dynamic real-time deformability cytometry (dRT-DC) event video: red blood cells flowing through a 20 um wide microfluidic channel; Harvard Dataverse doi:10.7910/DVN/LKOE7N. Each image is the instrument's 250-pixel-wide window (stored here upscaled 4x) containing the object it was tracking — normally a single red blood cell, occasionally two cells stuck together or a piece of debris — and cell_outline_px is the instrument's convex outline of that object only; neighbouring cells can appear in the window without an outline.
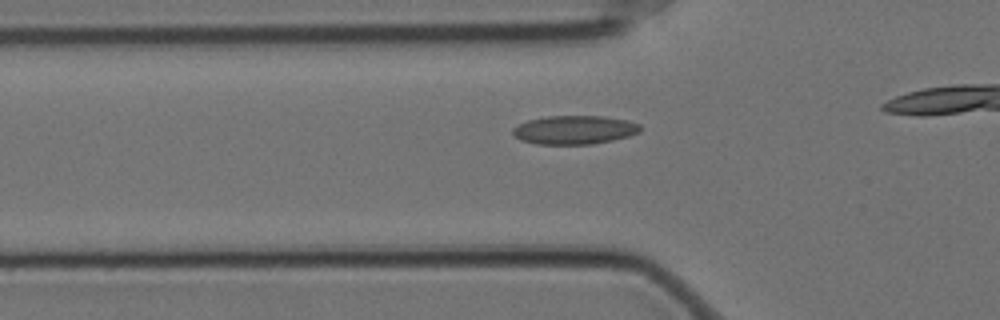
{"species": "Egyptian fruit bat (a non-hibernating species)", "species_latin": "Rousettus aegyptiacus", "temperature_condition": "cold", "stored_images_in_passage": 22, "camera_frame_rate_fps": 3000, "um_per_image_px": 0.085, "animal": {"sex": "female"}, "frame": {"image": 1, "passage_image": 13, "time_ms": 4.0, "image_size_px": [1000, 320], "cell_outline_px": [[640, 132], [628, 136], [612, 140], [592, 144], [536, 144], [520, 140], [512, 132], [512, 128], [528, 120], [548, 116], [604, 116], [628, 120], [640, 124]], "centroid_in_image_um": [48.83, 11.04], "position_along_channel_um": 77.0, "area_um2": 21.27}}
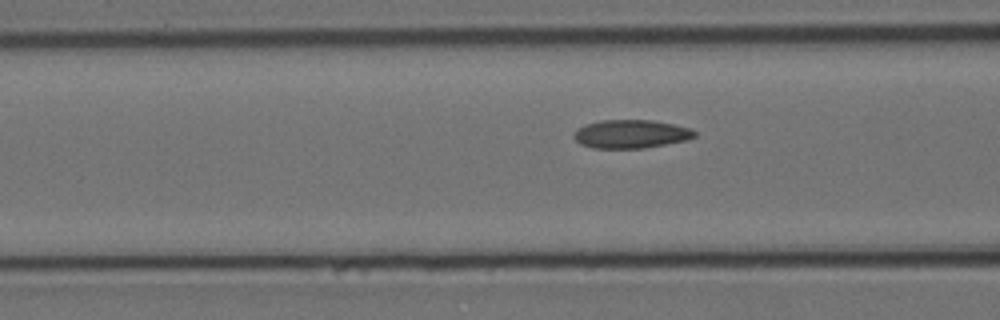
{"frame": {"image": 2, "passage_image": 16, "time_ms": 5.0, "image_size_px": [1000, 320], "cell_outline_px": [[696, 136], [688, 140], [644, 148], [592, 148], [580, 144], [572, 136], [576, 128], [584, 124], [600, 120], [652, 120], [692, 128], [696, 132]], "centroid_in_image_um": [53.61, 11.39], "position_along_channel_um": 113.0, "area_um2": 20.23}}
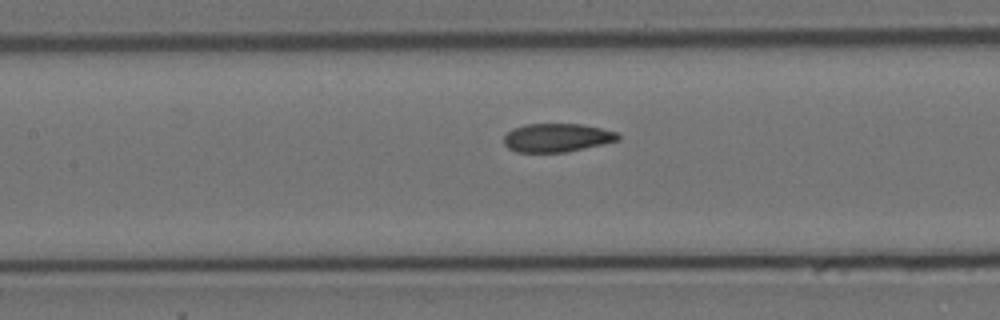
{"frame": {"image": 3, "passage_image": 20, "time_ms": 6.333, "image_size_px": [1000, 320], "cell_outline_px": [[620, 140], [604, 144], [568, 152], [516, 152], [508, 148], [504, 144], [504, 136], [512, 128], [524, 124], [580, 124], [600, 128], [616, 132], [620, 136]], "centroid_in_image_um": [47.33, 11.71], "position_along_channel_um": 160.1, "area_um2": 19.07}}